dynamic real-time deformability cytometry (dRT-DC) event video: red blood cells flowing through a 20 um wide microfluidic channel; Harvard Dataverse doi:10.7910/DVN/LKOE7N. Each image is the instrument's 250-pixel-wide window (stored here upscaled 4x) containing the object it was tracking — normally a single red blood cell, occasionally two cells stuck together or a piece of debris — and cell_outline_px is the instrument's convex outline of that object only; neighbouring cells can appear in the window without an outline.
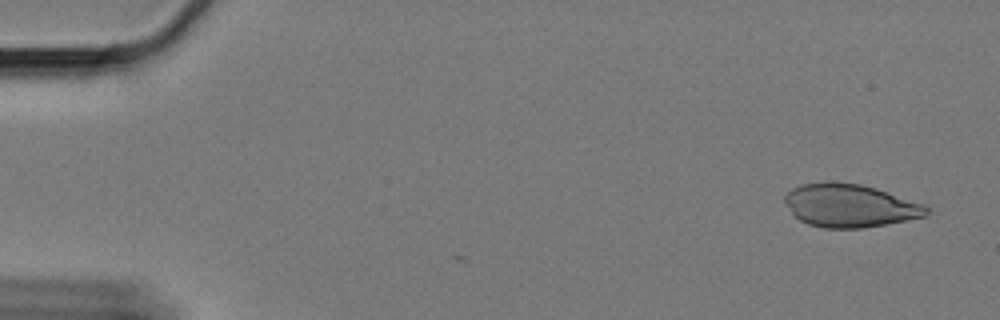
{"species": "Egyptian fruit bat (a non-hibernating species)", "species_latin": "Rousettus aegyptiacus", "temperature_condition": "cold", "stored_images_in_passage": 3, "camera_frame_rate_fps": 3000, "um_per_image_px": 0.085, "animal": {"sex": "female"}, "frame": {"image": 1, "passage_image": 1, "time_ms": 0.0, "image_size_px": [1000, 320], "cell_outline_px": [[928, 212], [924, 216], [864, 228], [824, 228], [808, 224], [800, 220], [792, 212], [784, 200], [784, 196], [792, 188], [800, 184], [824, 180], [832, 180], [860, 184], [876, 188], [920, 204], [928, 208]], "centroid_in_image_um": [72.15, 17.45], "position_along_channel_um": 12.8, "area_um2": 35.32}}